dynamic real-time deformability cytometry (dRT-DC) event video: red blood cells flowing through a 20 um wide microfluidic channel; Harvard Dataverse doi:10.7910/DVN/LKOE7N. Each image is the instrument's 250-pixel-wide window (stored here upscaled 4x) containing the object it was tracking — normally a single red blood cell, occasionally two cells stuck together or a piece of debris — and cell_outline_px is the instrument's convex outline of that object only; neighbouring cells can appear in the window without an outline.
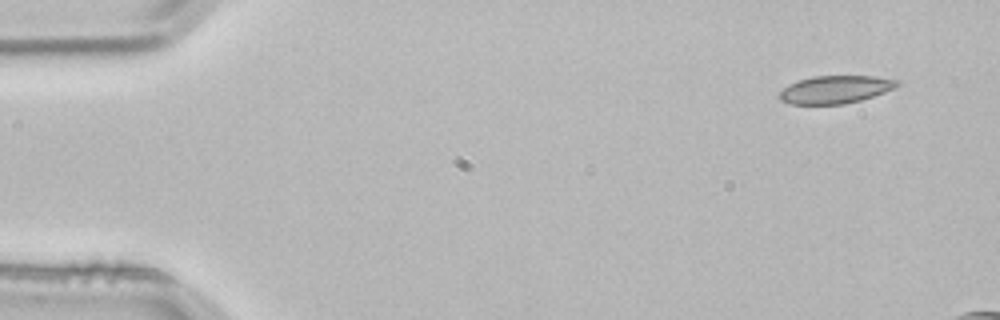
{"species": "common noctule bat (a hibernating species)", "species_latin": "Nyctalus noctula", "temperature_condition": "room temperature", "stored_images_in_passage": 3, "camera_frame_rate_fps": 3000, "um_per_image_px": 0.085, "animal": {"sex": "male", "body_mass_g": 21.5, "forearm_length_mm": 52.0}, "frame": {"image": 1, "passage_image": 1, "time_ms": 0.0, "image_size_px": [1000, 320], "cell_outline_px": [[900, 84], [884, 92], [860, 100], [844, 104], [788, 104], [780, 100], [776, 96], [788, 84], [796, 80], [812, 76], [872, 76], [900, 80]], "centroid_in_image_um": [70.94, 7.6], "position_along_channel_um": 14.1, "area_um2": 19.13}}